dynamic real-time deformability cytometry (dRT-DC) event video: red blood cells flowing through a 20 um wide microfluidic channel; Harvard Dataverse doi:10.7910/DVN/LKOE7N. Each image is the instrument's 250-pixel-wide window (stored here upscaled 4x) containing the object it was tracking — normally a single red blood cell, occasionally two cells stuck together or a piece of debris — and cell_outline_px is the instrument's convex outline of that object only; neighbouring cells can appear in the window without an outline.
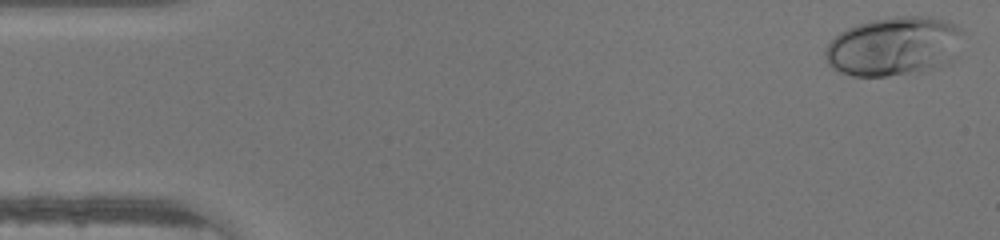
{"species": "human", "species_latin": "Homo sapiens", "temperature_condition": "warm", "stored_images_in_passage": 41, "camera_frame_rate_fps": 3000, "um_per_image_px": 0.085, "donor": {"sex": "male"}, "frame": {"image": 1, "passage_image": 1, "time_ms": 0.0, "image_size_px": [1000, 240], "cell_outline_px": [[964, 32], [952, 60], [948, 64], [940, 68], [920, 72], [888, 76], [852, 76], [840, 72], [832, 68], [828, 64], [824, 56], [824, 52], [828, 44], [840, 32], [856, 24], [872, 20], [896, 16], [932, 16], [948, 20], [956, 24]], "centroid_in_image_um": [76.01, 3.94], "position_along_channel_um": 9.0, "area_um2": 47.97}}
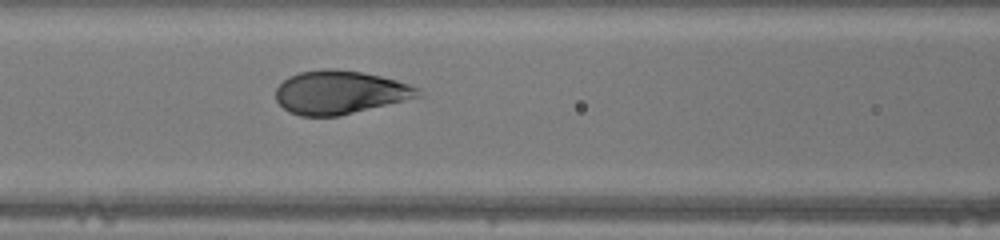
{"frame": {"image": 2, "passage_image": 19, "time_ms": 6.0, "image_size_px": [1000, 240], "cell_outline_px": [[424, 96], [340, 116], [300, 116], [288, 112], [276, 100], [276, 88], [288, 76], [300, 72], [324, 68], [332, 68], [360, 72], [380, 76], [396, 80], [420, 88]], "centroid_in_image_um": [28.91, 7.86], "position_along_channel_um": 137.7, "area_um2": 36.24}}
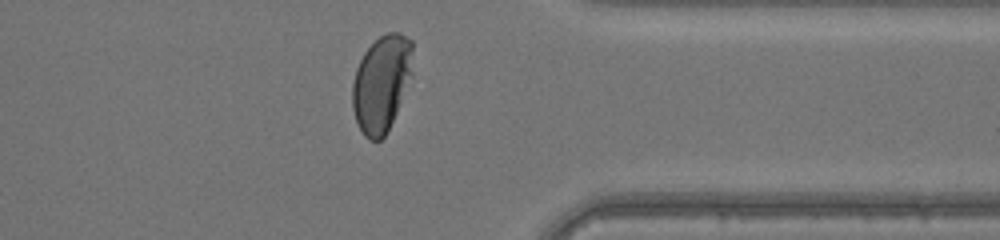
{"frame": {"image": 3, "passage_image": 36, "time_ms": 11.667, "image_size_px": [1000, 240], "cell_outline_px": [[412, 76], [396, 112], [384, 136], [380, 140], [368, 140], [364, 136], [356, 120], [352, 108], [352, 84], [356, 68], [364, 52], [380, 36], [388, 32], [400, 32], [412, 40]], "centroid_in_image_um": [32.42, 7.07], "position_along_channel_um": 379.0, "area_um2": 33.81}}